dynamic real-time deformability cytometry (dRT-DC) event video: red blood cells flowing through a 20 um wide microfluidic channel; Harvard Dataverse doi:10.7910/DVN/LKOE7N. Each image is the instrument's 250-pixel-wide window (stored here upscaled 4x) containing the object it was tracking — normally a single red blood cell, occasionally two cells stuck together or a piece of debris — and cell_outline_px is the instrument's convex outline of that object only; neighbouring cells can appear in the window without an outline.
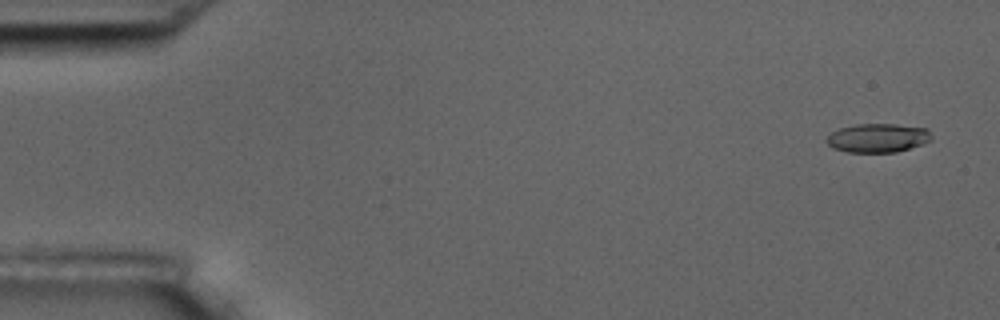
{"species": "common noctule bat (a hibernating species)", "species_latin": "Nyctalus noctula", "temperature_condition": "room temperature", "stored_images_in_passage": 5, "camera_frame_rate_fps": 3000, "um_per_image_px": 0.085, "animal": {"sex": "male", "body_mass_g": 17.5, "forearm_length_mm": 52.3}, "frame": {"image": 1, "passage_image": 1, "time_ms": 0.0, "image_size_px": [1000, 320], "cell_outline_px": [[932, 140], [896, 152], [848, 152], [832, 148], [824, 140], [832, 132], [840, 128], [856, 124], [896, 124], [928, 128], [932, 136]], "centroid_in_image_um": [74.6, 11.72], "position_along_channel_um": 10.4, "area_um2": 17.63}}
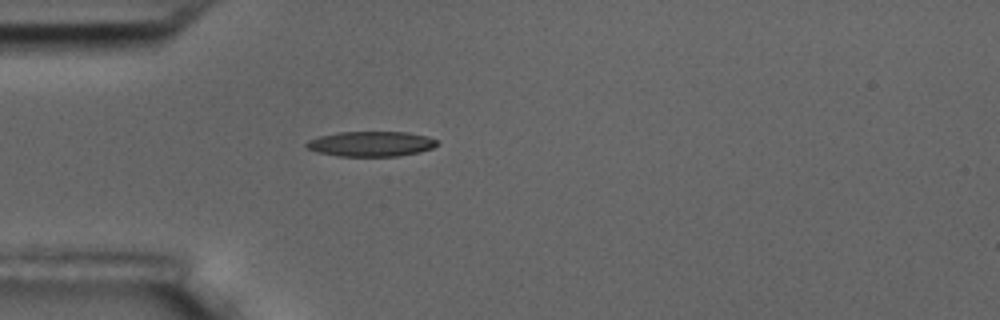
{"frame": {"image": 2, "passage_image": 5, "time_ms": 4.667, "image_size_px": [1000, 320], "cell_outline_px": [[440, 144], [432, 148], [420, 152], [396, 156], [340, 156], [316, 152], [308, 148], [304, 144], [308, 140], [320, 136], [340, 132], [408, 132], [428, 136], [436, 140]], "centroid_in_image_um": [31.56, 12.23], "position_along_channel_um": 53.4, "area_um2": 19.13}}